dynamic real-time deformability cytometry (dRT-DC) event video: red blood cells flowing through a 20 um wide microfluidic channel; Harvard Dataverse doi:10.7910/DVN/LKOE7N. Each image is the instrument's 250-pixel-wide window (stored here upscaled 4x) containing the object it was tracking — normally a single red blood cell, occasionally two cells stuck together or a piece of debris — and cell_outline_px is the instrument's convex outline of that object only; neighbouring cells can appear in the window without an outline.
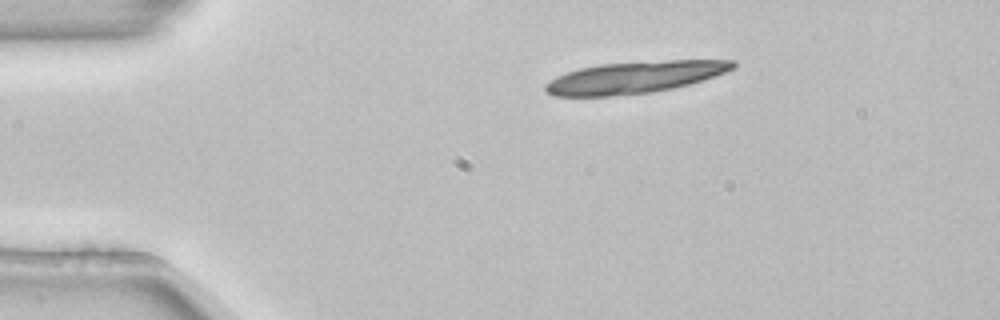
{"species": "common noctule bat (a hibernating species)", "species_latin": "Nyctalus noctula", "temperature_condition": "room temperature", "stored_images_in_passage": 5, "segment_of_instrument_passage": [2, 2], "camera_frame_rate_fps": 3000, "um_per_image_px": 0.085, "animal": {"sex": "female", "body_mass_g": 22.7, "forearm_length_mm": 54.2}, "frame": {"image": 1, "passage_image": 5, "time_ms": 1.333, "image_size_px": [1000, 320], "cell_outline_px": [[736, 68], [704, 80], [672, 88], [652, 92], [608, 96], [552, 96], [544, 88], [544, 84], [548, 80], [556, 76], [580, 68], [600, 64], [668, 60], [736, 60]], "centroid_in_image_um": [53.95, 6.57], "position_along_channel_um": 31.0, "area_um2": 34.74}}